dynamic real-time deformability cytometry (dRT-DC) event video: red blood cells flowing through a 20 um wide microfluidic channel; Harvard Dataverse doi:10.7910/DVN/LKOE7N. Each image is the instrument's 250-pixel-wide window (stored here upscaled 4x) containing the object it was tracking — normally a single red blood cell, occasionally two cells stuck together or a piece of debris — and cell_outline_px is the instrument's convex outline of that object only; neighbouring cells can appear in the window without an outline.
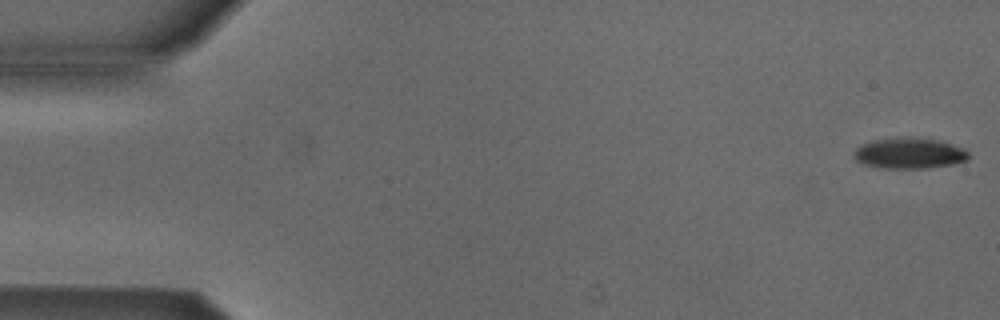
{"species": "Egyptian fruit bat (a non-hibernating species)", "species_latin": "Rousettus aegyptiacus", "temperature_condition": "cold", "stored_images_in_passage": 14, "camera_frame_rate_fps": 3000, "um_per_image_px": 0.085, "animal": {"sex": "male"}, "frame": {"image": 1, "passage_image": 1, "time_ms": 0.0, "image_size_px": [1000, 320], "cell_outline_px": [[968, 160], [952, 164], [928, 168], [876, 168], [860, 164], [852, 156], [852, 152], [860, 144], [876, 140], [940, 140], [960, 148], [968, 152]], "centroid_in_image_um": [77.21, 13.09], "position_along_channel_um": 7.8, "area_um2": 19.88}}
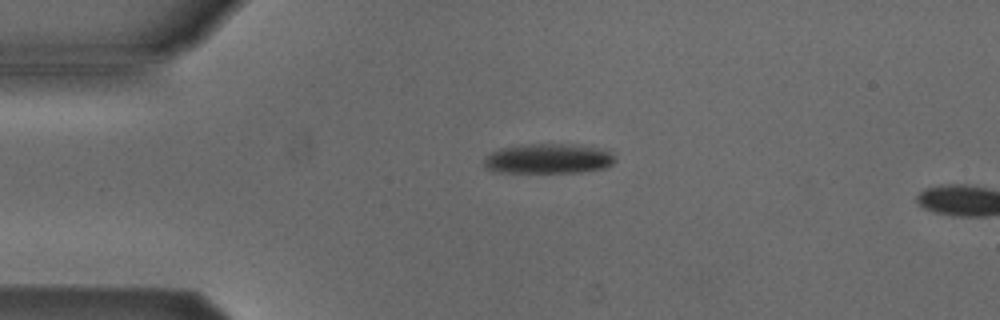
{"frame": {"image": 2, "passage_image": 12, "time_ms": 3.667, "image_size_px": [1000, 320], "cell_outline_px": [[616, 160], [608, 168], [580, 172], [492, 172], [484, 164], [484, 156], [500, 148], [528, 144], [580, 144], [608, 148], [612, 152]], "centroid_in_image_um": [46.7, 13.47], "position_along_channel_um": 38.3, "area_um2": 23.35}}